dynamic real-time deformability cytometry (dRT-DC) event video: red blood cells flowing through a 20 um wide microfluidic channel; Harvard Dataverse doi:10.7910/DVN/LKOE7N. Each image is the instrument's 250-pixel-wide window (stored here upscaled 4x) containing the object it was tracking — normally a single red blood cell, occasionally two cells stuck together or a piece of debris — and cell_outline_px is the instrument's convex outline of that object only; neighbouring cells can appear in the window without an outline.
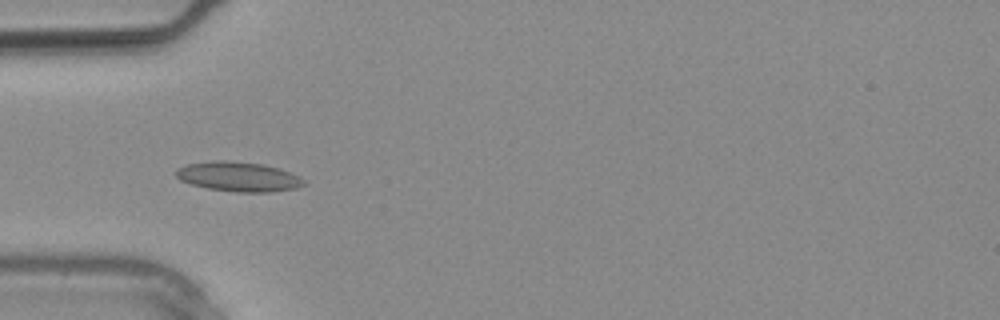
{"species": "common noctule bat (a hibernating species)", "species_latin": "Nyctalus noctula", "temperature_condition": "warm", "stored_images_in_passage": 3, "camera_frame_rate_fps": 3000, "um_per_image_px": 0.085, "animal": {"sex": "male", "body_mass_g": 20.4}, "frame": {"image": 1, "passage_image": 3, "time_ms": 0.667, "image_size_px": [1000, 320], "cell_outline_px": [[308, 184], [296, 188], [268, 192], [236, 192], [208, 188], [192, 184], [180, 180], [176, 176], [176, 168], [184, 164], [212, 160], [228, 160], [264, 164], [280, 168], [300, 176]], "centroid_in_image_um": [20.28, 15.0], "position_along_channel_um": 64.7, "area_um2": 22.37}}